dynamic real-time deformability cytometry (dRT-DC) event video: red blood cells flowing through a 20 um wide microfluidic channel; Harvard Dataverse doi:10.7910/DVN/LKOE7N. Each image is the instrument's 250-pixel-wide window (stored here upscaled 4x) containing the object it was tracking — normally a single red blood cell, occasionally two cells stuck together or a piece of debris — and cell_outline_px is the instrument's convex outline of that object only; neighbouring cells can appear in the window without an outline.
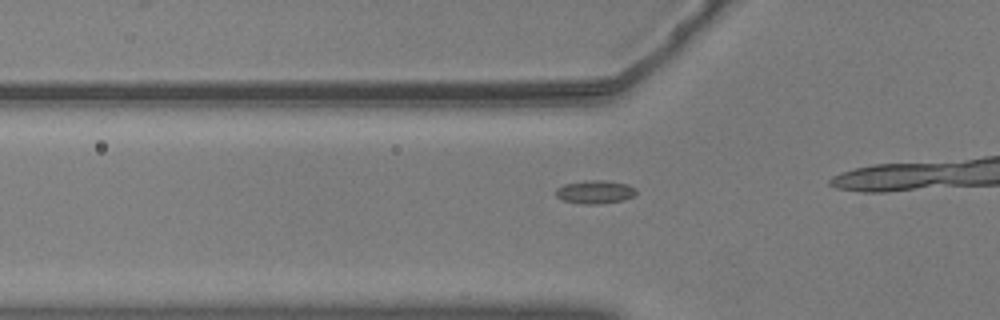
{"species": "common noctule bat (a hibernating species)", "species_latin": "Nyctalus noctula", "temperature_condition": "warm", "stored_images_in_passage": 23, "camera_frame_rate_fps": 3000, "um_per_image_px": 0.085, "animal": {"sex": "male", "body_mass_g": 20.5, "forearm_length_mm": 52.5}, "frame": {"image": 1, "passage_image": 14, "time_ms": 4.333, "image_size_px": [1000, 320], "cell_outline_px": [[636, 196], [624, 200], [596, 204], [584, 204], [564, 200], [556, 196], [556, 188], [564, 184], [584, 180], [604, 180], [628, 184], [636, 188]], "centroid_in_image_um": [50.61, 16.3], "position_along_channel_um": 75.2, "area_um2": 10.98}}